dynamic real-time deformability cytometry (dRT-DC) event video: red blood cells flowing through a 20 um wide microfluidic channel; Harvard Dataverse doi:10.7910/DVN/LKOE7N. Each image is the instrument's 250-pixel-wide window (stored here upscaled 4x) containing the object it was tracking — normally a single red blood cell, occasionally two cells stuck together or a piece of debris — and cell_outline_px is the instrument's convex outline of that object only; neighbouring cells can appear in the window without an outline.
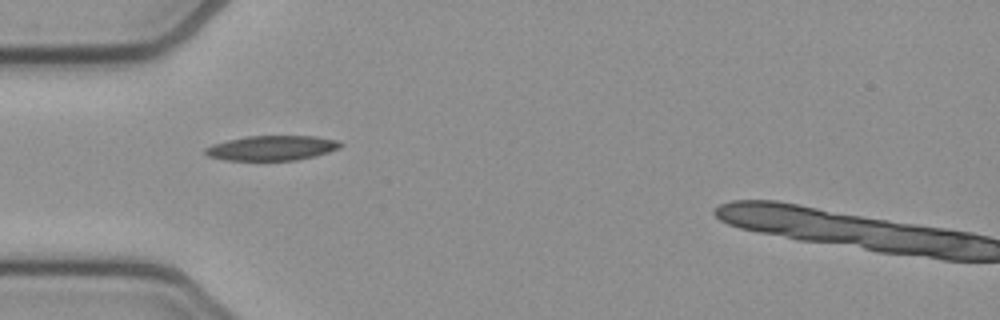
{"species": "common noctule bat (a hibernating species)", "species_latin": "Nyctalus noctula", "temperature_condition": "cold", "stored_images_in_passage": 35, "camera_frame_rate_fps": 3000, "um_per_image_px": 0.085, "animal": {"sex": "female", "body_mass_g": 21.9}, "frame": {"image": 1, "passage_image": 1, "time_ms": 0.0, "image_size_px": [1000, 320], "cell_outline_px": [[344, 144], [340, 148], [316, 156], [296, 160], [224, 160], [208, 156], [204, 152], [204, 148], [212, 144], [228, 140], [248, 136], [316, 136], [336, 140]], "centroid_in_image_um": [23.11, 12.58], "position_along_channel_um": 61.9, "area_um2": 19.59}}
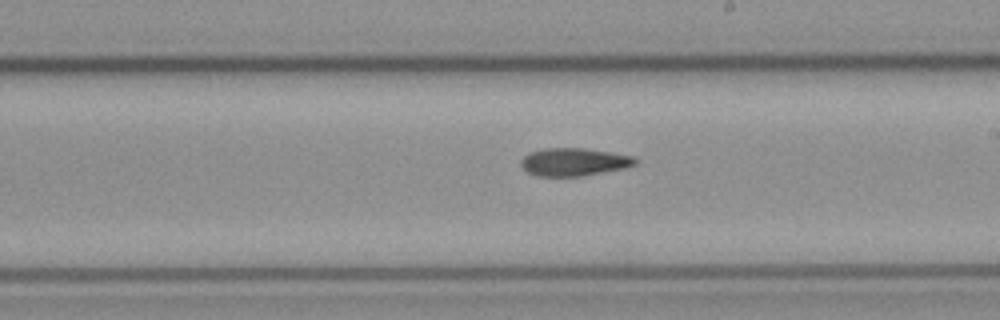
{"frame": {"image": 2, "passage_image": 15, "time_ms": 4.667, "image_size_px": [1000, 320], "cell_outline_px": [[636, 164], [628, 168], [580, 176], [536, 176], [528, 172], [520, 164], [520, 160], [528, 152], [544, 148], [584, 148], [632, 156], [636, 160]], "centroid_in_image_um": [48.76, 13.76], "position_along_channel_um": 240.2, "area_um2": 18.55}}
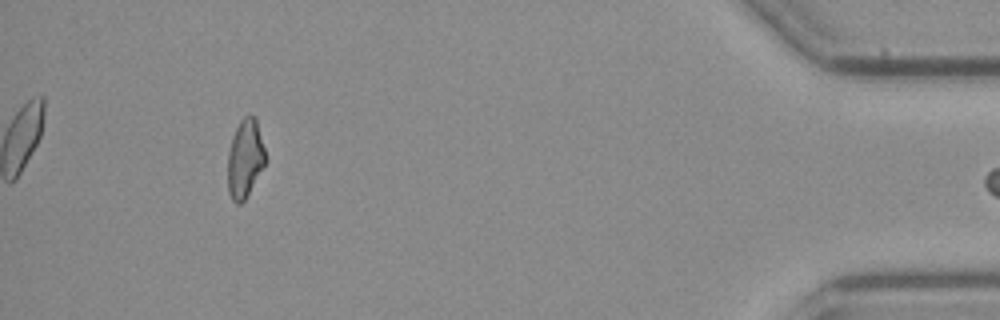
{"frame": {"image": 3, "passage_image": 34, "time_ms": 11.0, "image_size_px": [1000, 320], "cell_outline_px": [[264, 164], [244, 200], [240, 204], [236, 204], [232, 200], [228, 192], [228, 152], [232, 136], [240, 120], [244, 116], [256, 116], [264, 148]], "centroid_in_image_um": [20.8, 13.46], "position_along_channel_um": 414.4, "area_um2": 16.88}}